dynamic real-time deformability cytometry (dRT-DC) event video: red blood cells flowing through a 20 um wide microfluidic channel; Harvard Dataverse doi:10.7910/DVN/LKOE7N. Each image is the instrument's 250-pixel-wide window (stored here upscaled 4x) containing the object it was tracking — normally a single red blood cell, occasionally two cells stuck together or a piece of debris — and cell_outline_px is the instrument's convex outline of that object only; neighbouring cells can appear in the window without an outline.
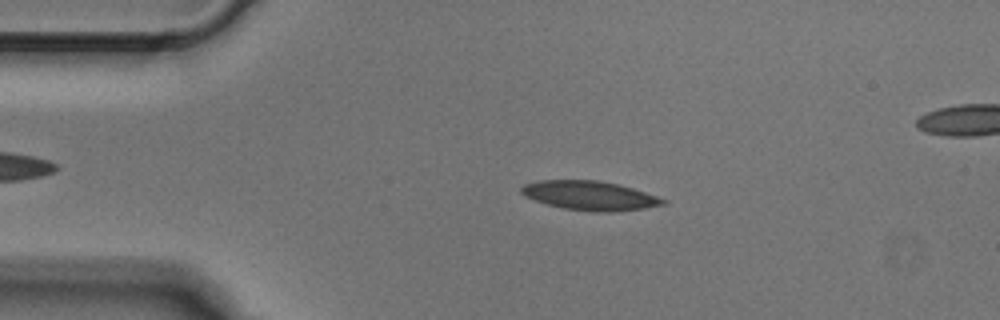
{"species": "Egyptian fruit bat (a non-hibernating species)", "species_latin": "Rousettus aegyptiacus", "temperature_condition": "cold", "stored_images_in_passage": 4, "segment_of_instrument_passage": [1, 2], "camera_frame_rate_fps": 3000, "um_per_image_px": 0.085, "animal": {"sex": "male"}, "frame": {"image": 1, "passage_image": 2, "time_ms": 0.333, "image_size_px": [1000, 320], "cell_outline_px": [[668, 204], [644, 208], [612, 212], [596, 212], [564, 208], [548, 204], [524, 196], [520, 192], [520, 188], [524, 184], [540, 180], [596, 180], [616, 184], [632, 188], [668, 200]], "centroid_in_image_um": [50.14, 16.62], "position_along_channel_um": 34.9, "area_um2": 23.93}}